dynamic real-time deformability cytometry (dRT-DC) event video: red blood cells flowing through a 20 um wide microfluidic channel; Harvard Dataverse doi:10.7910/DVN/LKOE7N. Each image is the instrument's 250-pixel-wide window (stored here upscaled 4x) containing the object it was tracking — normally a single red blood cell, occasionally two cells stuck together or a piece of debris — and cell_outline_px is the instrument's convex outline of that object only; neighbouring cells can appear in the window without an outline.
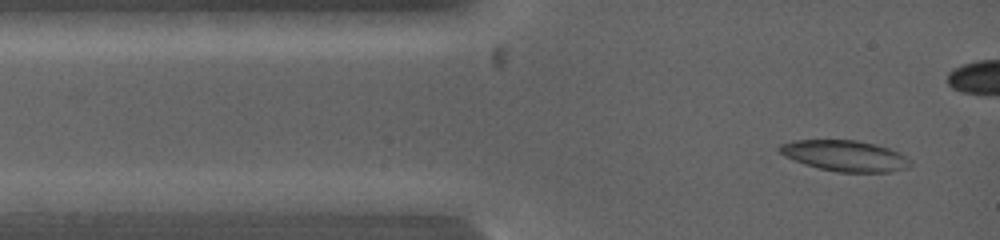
{"species": "common noctule bat (a hibernating species)", "species_latin": "Nyctalus noctula", "temperature_condition": "warm", "stored_images_in_passage": 20, "camera_frame_rate_fps": 5000, "um_per_image_px": 0.085, "animal": {"sex": "female", "body_mass_g": 19.0, "forearm_length_mm": 53.3}, "frame": {"image": 1, "passage_image": 1, "time_ms": 0.0, "image_size_px": [1000, 240], "cell_outline_px": [[912, 164], [908, 168], [888, 172], [836, 172], [804, 164], [792, 160], [784, 156], [776, 148], [780, 144], [792, 140], [856, 140], [876, 144], [900, 152], [912, 160]], "centroid_in_image_um": [71.82, 13.24], "position_along_channel_um": 13.2, "area_um2": 23.81}}
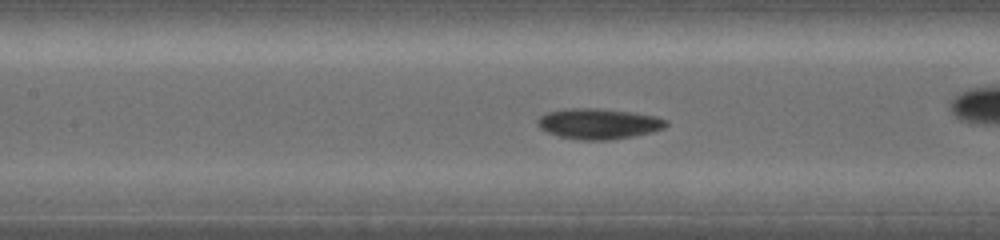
{"frame": {"image": 2, "passage_image": 9, "time_ms": 4.8, "image_size_px": [1000, 240], "cell_outline_px": [[668, 124], [664, 128], [652, 132], [632, 136], [608, 140], [580, 140], [560, 136], [548, 132], [540, 128], [536, 124], [536, 120], [540, 116], [548, 112], [564, 108], [600, 108], [632, 112], [656, 116], [668, 120]], "centroid_in_image_um": [50.88, 10.5], "position_along_channel_um": 156.5, "area_um2": 23.0}, "authors_computed_cell_mechanics": {"area_um2": 23.3223, "velocity_mm_per_s": 3.7009, "shape_relaxation_time_tau1_ms": 1.7165, "shape_relaxation_time_tau2_ms": null, "deformation_change_tau1": 0.0918, "deformation_change_tau2": null}}